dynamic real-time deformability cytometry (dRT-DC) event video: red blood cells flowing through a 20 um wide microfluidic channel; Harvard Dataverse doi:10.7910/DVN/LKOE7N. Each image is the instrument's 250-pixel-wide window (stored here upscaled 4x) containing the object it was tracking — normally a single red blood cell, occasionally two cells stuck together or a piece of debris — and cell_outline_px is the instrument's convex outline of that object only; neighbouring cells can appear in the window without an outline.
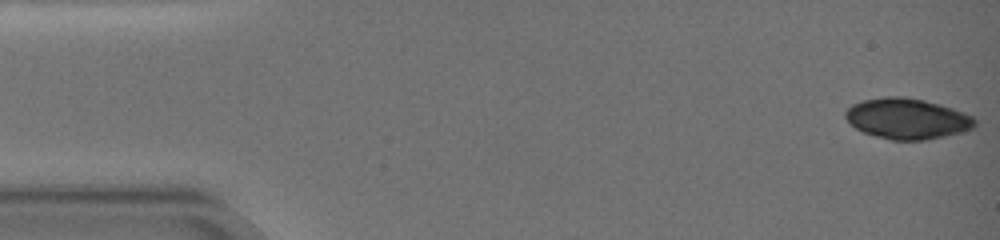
{"species": "common noctule bat (a hibernating species)", "species_latin": "Nyctalus noctula", "temperature_condition": "warm", "stored_images_in_passage": 40, "camera_frame_rate_fps": 3000, "um_per_image_px": 0.085, "animal": {"sex": "female", "body_mass_g": 19.0, "forearm_length_mm": 51.5}, "frame": {"image": 1, "passage_image": 1, "time_ms": 0.0, "image_size_px": [1000, 240], "cell_outline_px": [[976, 124], [972, 128], [960, 132], [928, 140], [892, 140], [876, 136], [864, 132], [856, 128], [844, 116], [844, 112], [852, 104], [864, 100], [884, 96], [904, 96], [924, 100], [940, 104], [964, 112], [972, 116], [976, 120]], "centroid_in_image_um": [77.11, 10.08], "position_along_channel_um": 7.9, "area_um2": 30.63}}
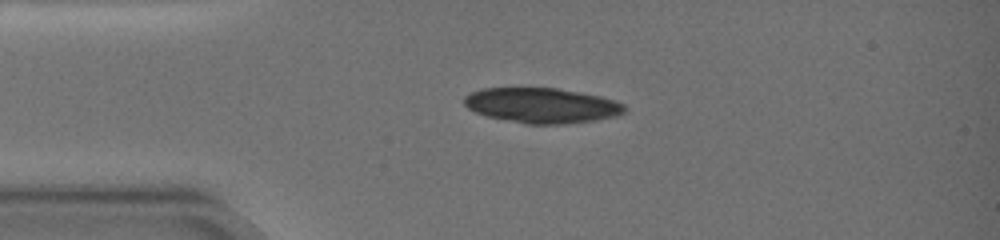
{"frame": {"image": 2, "passage_image": 10, "time_ms": 4.333, "image_size_px": [1000, 240], "cell_outline_px": [[628, 108], [624, 112], [616, 116], [596, 120], [564, 124], [528, 124], [488, 116], [476, 112], [468, 108], [464, 104], [464, 96], [468, 92], [480, 88], [556, 88], [580, 92], [600, 96], [616, 100], [624, 104]], "centroid_in_image_um": [46.07, 8.95], "position_along_channel_um": 38.9, "area_um2": 32.95}}